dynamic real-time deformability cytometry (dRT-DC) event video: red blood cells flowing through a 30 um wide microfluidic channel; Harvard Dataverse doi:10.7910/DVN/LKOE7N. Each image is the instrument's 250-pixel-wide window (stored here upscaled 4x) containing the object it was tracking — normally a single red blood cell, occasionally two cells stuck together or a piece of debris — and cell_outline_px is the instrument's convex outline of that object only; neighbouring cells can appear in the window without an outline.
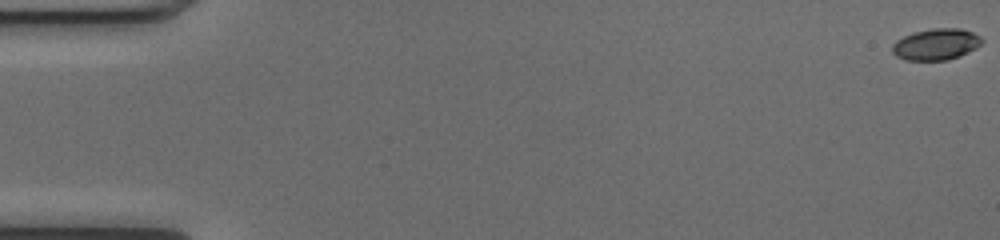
{"species": "common noctule bat (a hibernating species)", "species_latin": "Nyctalus noctula", "temperature_condition": "cold", "stored_images_in_passage": 52, "camera_frame_rate_fps": 3000, "um_per_image_px": 0.085, "animal": {"sex": "female", "body_mass_g": 17.0, "forearm_length_mm": 48.0}, "frame": {"image": 1, "passage_image": 1, "time_ms": 0.0, "image_size_px": [1000, 240], "cell_outline_px": [[984, 40], [976, 48], [960, 56], [948, 60], [904, 60], [896, 56], [892, 52], [892, 44], [896, 40], [912, 32], [932, 28], [960, 28], [972, 32], [980, 36]], "centroid_in_image_um": [79.55, 3.76], "position_along_channel_um": 5.4, "area_um2": 16.53}}
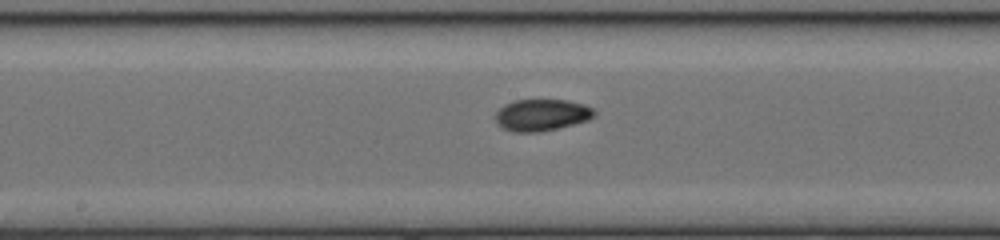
{"frame": {"image": 2, "passage_image": 28, "time_ms": 9.0, "image_size_px": [1000, 240], "cell_outline_px": [[596, 112], [588, 120], [540, 132], [512, 132], [504, 128], [496, 120], [496, 112], [504, 104], [516, 100], [568, 100], [584, 104], [592, 108]], "centroid_in_image_um": [46.04, 9.76], "position_along_channel_um": 202.2, "area_um2": 18.03}}
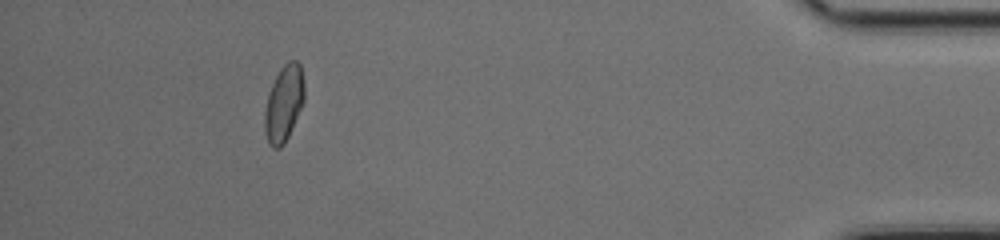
{"frame": {"image": 3, "passage_image": 48, "time_ms": 15.667, "image_size_px": [1000, 240], "cell_outline_px": [[304, 100], [288, 136], [284, 144], [280, 148], [272, 148], [268, 144], [264, 132], [264, 112], [268, 96], [272, 84], [280, 68], [288, 60], [296, 60], [300, 64], [304, 84]], "centroid_in_image_um": [24.11, 8.8], "position_along_channel_um": 411.1, "area_um2": 17.57}, "authors_computed_cell_mechanics": {"area_um2": 17.3978, "velocity_mm_per_s": 4.0614, "shape_relaxation_time_tau1_ms": null, "shape_relaxation_time_tau2_ms": 1.7373, "deformation_change_tau1": null, "deformation_change_tau2": 0.0495}}